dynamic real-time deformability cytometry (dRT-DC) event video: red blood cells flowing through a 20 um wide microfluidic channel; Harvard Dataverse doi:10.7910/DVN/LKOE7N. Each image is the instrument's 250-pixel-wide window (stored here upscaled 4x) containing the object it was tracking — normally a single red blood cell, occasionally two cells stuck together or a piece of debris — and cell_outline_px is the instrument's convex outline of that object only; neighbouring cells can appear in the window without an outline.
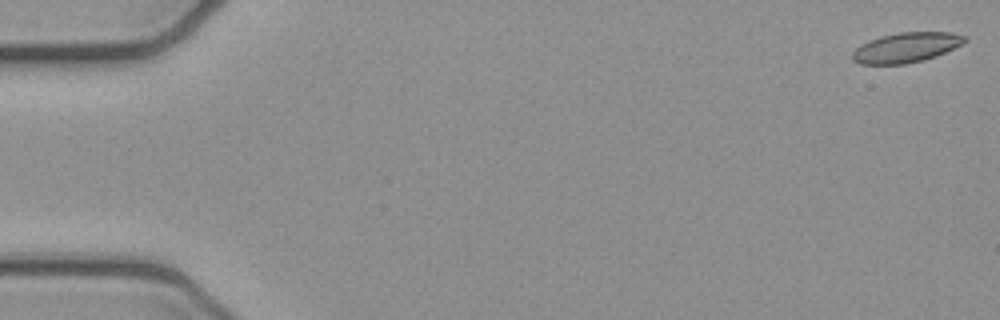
{"species": "common noctule bat (a hibernating species)", "species_latin": "Nyctalus noctula", "temperature_condition": "cold", "stored_images_in_passage": 52, "camera_frame_rate_fps": 3000, "um_per_image_px": 0.085, "animal": {"sex": "female", "body_mass_g": 21.9}, "frame": {"image": 1, "passage_image": 1, "time_ms": 0.0, "image_size_px": [1000, 320], "cell_outline_px": [[968, 40], [964, 44], [936, 56], [924, 60], [904, 64], [860, 64], [852, 60], [852, 52], [860, 44], [880, 36], [900, 32], [952, 32], [968, 36]], "centroid_in_image_um": [77.06, 4.03], "position_along_channel_um": 7.9, "area_um2": 19.83}}
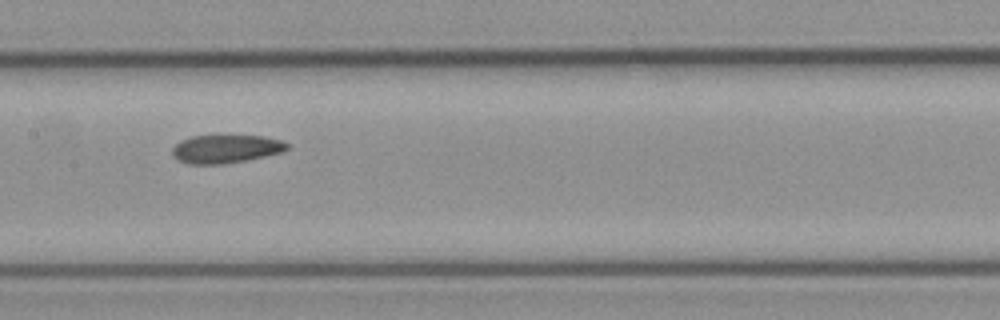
{"frame": {"image": 2, "passage_image": 26, "time_ms": 8.333, "image_size_px": [1000, 320], "cell_outline_px": [[288, 148], [284, 152], [248, 160], [224, 164], [188, 164], [176, 160], [172, 156], [172, 148], [180, 140], [192, 136], [264, 136], [280, 140], [288, 144]], "centroid_in_image_um": [19.17, 12.67], "position_along_channel_um": 188.2, "area_um2": 19.07}}
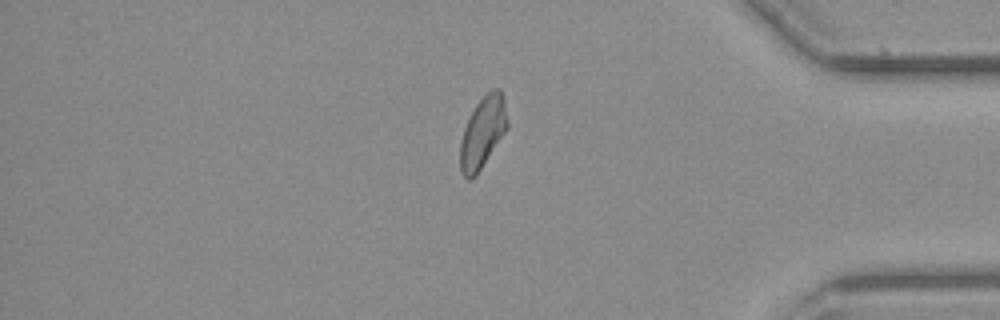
{"frame": {"image": 3, "passage_image": 44, "time_ms": 14.333, "image_size_px": [1000, 320], "cell_outline_px": [[508, 128], [476, 176], [472, 180], [468, 180], [460, 172], [460, 140], [464, 128], [476, 104], [492, 88], [500, 88], [504, 100], [508, 120]], "centroid_in_image_um": [41.03, 11.28], "position_along_channel_um": 394.2, "area_um2": 19.65}, "authors_computed_cell_mechanics": {"area_um2": 19.7387, "velocity_mm_per_s": 3.9197, "shape_relaxation_time_tau1_ms": 7.3866, "shape_relaxation_time_tau2_ms": 3.3623, "deformation_change_tau1": 0.1588, "deformation_change_tau2": 0.1004}}